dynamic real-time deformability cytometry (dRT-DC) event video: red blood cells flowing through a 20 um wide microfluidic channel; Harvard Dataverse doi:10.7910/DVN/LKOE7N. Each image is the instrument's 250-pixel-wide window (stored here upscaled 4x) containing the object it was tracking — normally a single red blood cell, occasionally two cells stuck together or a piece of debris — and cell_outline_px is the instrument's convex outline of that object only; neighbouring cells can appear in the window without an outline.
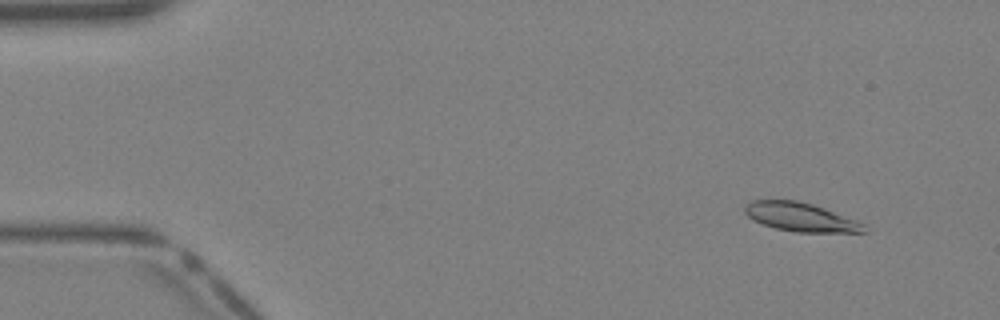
{"species": "Egyptian fruit bat (a non-hibernating species)", "species_latin": "Rousettus aegyptiacus", "temperature_condition": "warm", "stored_images_in_passage": 11, "camera_frame_rate_fps": 3000, "um_per_image_px": 0.085, "animal": {"sex": "female"}, "frame": {"image": 1, "passage_image": 4, "time_ms": 1.0, "image_size_px": [1000, 320], "cell_outline_px": [[868, 232], [796, 232], [776, 228], [752, 220], [744, 212], [744, 204], [752, 200], [796, 200], [812, 204], [824, 208], [856, 220], [864, 224]], "centroid_in_image_um": [68.03, 18.44], "position_along_channel_um": 17.0, "area_um2": 19.88}}